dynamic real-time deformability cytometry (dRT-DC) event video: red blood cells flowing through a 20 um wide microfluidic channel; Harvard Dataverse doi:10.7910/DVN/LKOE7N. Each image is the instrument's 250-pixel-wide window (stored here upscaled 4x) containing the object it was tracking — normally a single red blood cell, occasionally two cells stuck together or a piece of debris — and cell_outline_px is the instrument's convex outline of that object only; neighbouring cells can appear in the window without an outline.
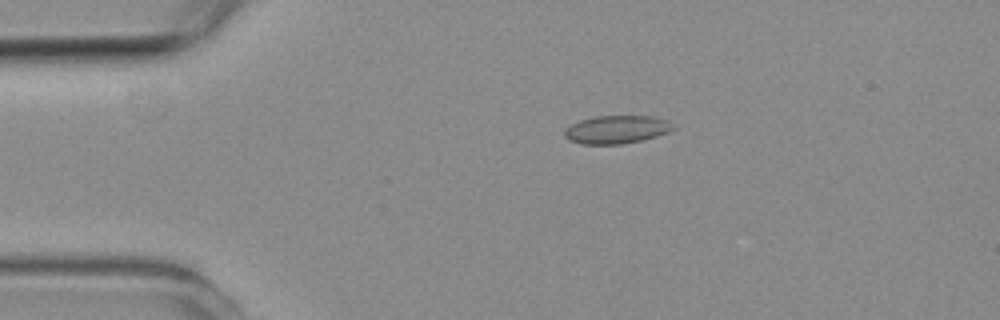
{"species": "common noctule bat (a hibernating species)", "species_latin": "Nyctalus noctula", "temperature_condition": "room temperature", "stored_images_in_passage": 4, "camera_frame_rate_fps": 3000, "um_per_image_px": 0.085, "animal": {"sex": "female", "body_mass_g": 19.3, "forearm_length_mm": 54.1}, "frame": {"image": 1, "passage_image": 2, "time_ms": 1.333, "image_size_px": [1000, 320], "cell_outline_px": [[676, 128], [668, 132], [656, 136], [640, 140], [620, 144], [580, 144], [568, 140], [564, 136], [564, 128], [580, 120], [596, 116], [652, 116], [668, 120]], "centroid_in_image_um": [52.39, 11.01], "position_along_channel_um": 32.6, "area_um2": 17.8}}